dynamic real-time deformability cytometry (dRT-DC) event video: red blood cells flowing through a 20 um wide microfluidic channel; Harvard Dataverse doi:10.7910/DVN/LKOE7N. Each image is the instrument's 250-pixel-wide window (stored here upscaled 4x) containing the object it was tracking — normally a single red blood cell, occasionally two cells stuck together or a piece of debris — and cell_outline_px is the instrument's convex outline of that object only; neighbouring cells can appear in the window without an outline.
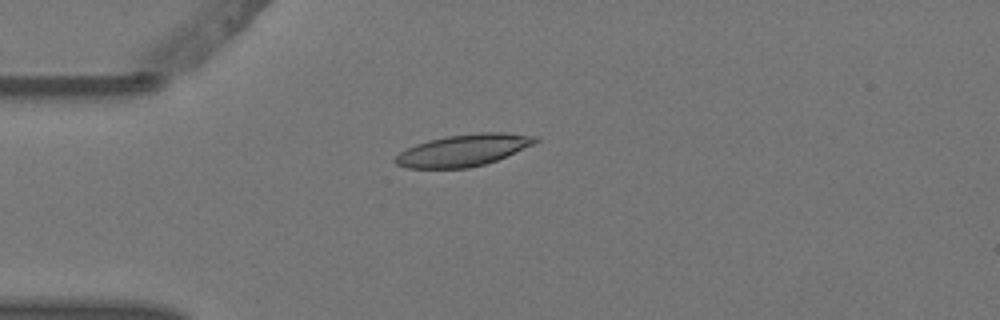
{"species": "Egyptian fruit bat (a non-hibernating species)", "species_latin": "Rousettus aegyptiacus", "temperature_condition": "warm", "stored_images_in_passage": 5, "camera_frame_rate_fps": 3000, "um_per_image_px": 0.085, "animal": {"sex": "female"}, "frame": {"image": 1, "passage_image": 5, "time_ms": 1.333, "image_size_px": [1000, 320], "cell_outline_px": [[540, 140], [532, 144], [496, 160], [484, 164], [468, 168], [408, 168], [396, 164], [392, 160], [400, 152], [416, 144], [428, 140], [448, 136], [480, 132], [504, 132], [540, 136]], "centroid_in_image_um": [39.38, 12.76], "position_along_channel_um": 45.6, "area_um2": 25.78}}